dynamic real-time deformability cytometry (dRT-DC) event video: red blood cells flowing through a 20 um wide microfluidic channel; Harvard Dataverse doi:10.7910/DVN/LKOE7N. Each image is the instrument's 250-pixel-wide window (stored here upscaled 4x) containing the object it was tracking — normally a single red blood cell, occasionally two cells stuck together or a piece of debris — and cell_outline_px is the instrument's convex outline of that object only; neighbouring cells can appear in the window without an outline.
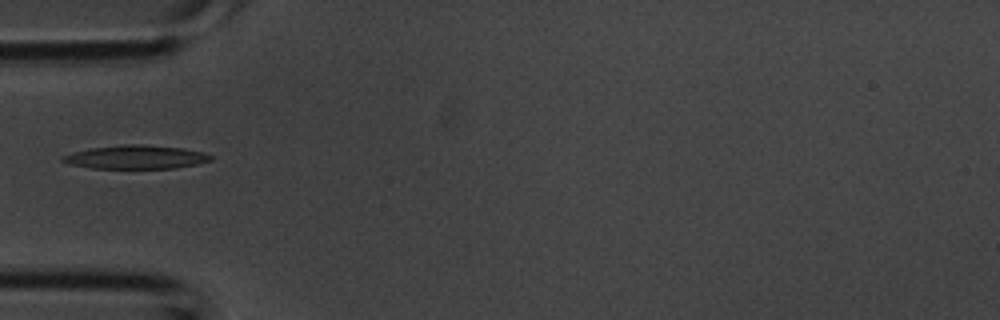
{"species": "common noctule bat (a hibernating species)", "species_latin": "Nyctalus noctula", "temperature_condition": "room temperature", "stored_images_in_passage": 1, "camera_frame_rate_fps": 3000, "um_per_image_px": 0.085, "animal": {"sex": "male", "body_mass_g": 20.1, "forearm_length_mm": 53.5}, "frame": {"image": 1, "passage_image": 1, "time_ms": 0.0, "image_size_px": [1000, 320], "cell_outline_px": [[212, 160], [200, 164], [176, 168], [92, 168], [68, 164], [60, 160], [60, 156], [88, 148], [124, 144], [136, 144], [180, 148], [204, 152], [212, 156]], "centroid_in_image_um": [11.53, 13.36], "position_along_channel_um": 73.5, "area_um2": 20.4}}